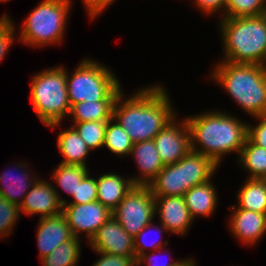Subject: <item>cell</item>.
I'll use <instances>...</instances> for the list:
<instances>
[{"instance_id": "6da1fadb", "label": "cell", "mask_w": 266, "mask_h": 266, "mask_svg": "<svg viewBox=\"0 0 266 266\" xmlns=\"http://www.w3.org/2000/svg\"><path fill=\"white\" fill-rule=\"evenodd\" d=\"M152 86L129 98H124L121 91L114 102L112 117L134 143L154 139L176 117L166 89L162 85Z\"/></svg>"}, {"instance_id": "7a4b0ae2", "label": "cell", "mask_w": 266, "mask_h": 266, "mask_svg": "<svg viewBox=\"0 0 266 266\" xmlns=\"http://www.w3.org/2000/svg\"><path fill=\"white\" fill-rule=\"evenodd\" d=\"M191 150L213 159L218 165L225 154L238 157L248 134V123L223 111H210L186 118ZM199 146H198V145Z\"/></svg>"}, {"instance_id": "3957f363", "label": "cell", "mask_w": 266, "mask_h": 266, "mask_svg": "<svg viewBox=\"0 0 266 266\" xmlns=\"http://www.w3.org/2000/svg\"><path fill=\"white\" fill-rule=\"evenodd\" d=\"M211 76L247 114L266 116V70L261 65L221 60Z\"/></svg>"}, {"instance_id": "277c9868", "label": "cell", "mask_w": 266, "mask_h": 266, "mask_svg": "<svg viewBox=\"0 0 266 266\" xmlns=\"http://www.w3.org/2000/svg\"><path fill=\"white\" fill-rule=\"evenodd\" d=\"M223 61L261 65L266 55V14L220 18Z\"/></svg>"}, {"instance_id": "5b68a950", "label": "cell", "mask_w": 266, "mask_h": 266, "mask_svg": "<svg viewBox=\"0 0 266 266\" xmlns=\"http://www.w3.org/2000/svg\"><path fill=\"white\" fill-rule=\"evenodd\" d=\"M67 70L56 66L32 77L30 95L35 113L50 128L61 125L69 117L71 106L67 94Z\"/></svg>"}, {"instance_id": "8992f818", "label": "cell", "mask_w": 266, "mask_h": 266, "mask_svg": "<svg viewBox=\"0 0 266 266\" xmlns=\"http://www.w3.org/2000/svg\"><path fill=\"white\" fill-rule=\"evenodd\" d=\"M218 164L211 158L190 151L174 164H167L148 185L154 196H183L193 186L211 180Z\"/></svg>"}, {"instance_id": "52a82bcc", "label": "cell", "mask_w": 266, "mask_h": 266, "mask_svg": "<svg viewBox=\"0 0 266 266\" xmlns=\"http://www.w3.org/2000/svg\"><path fill=\"white\" fill-rule=\"evenodd\" d=\"M71 75L67 72V94L70 106L83 101L116 100L122 91L115 74L91 58L84 59ZM71 76V77H70Z\"/></svg>"}, {"instance_id": "ba28073f", "label": "cell", "mask_w": 266, "mask_h": 266, "mask_svg": "<svg viewBox=\"0 0 266 266\" xmlns=\"http://www.w3.org/2000/svg\"><path fill=\"white\" fill-rule=\"evenodd\" d=\"M70 7L71 0H43L22 23L19 41L33 47L60 44Z\"/></svg>"}, {"instance_id": "9c48e42d", "label": "cell", "mask_w": 266, "mask_h": 266, "mask_svg": "<svg viewBox=\"0 0 266 266\" xmlns=\"http://www.w3.org/2000/svg\"><path fill=\"white\" fill-rule=\"evenodd\" d=\"M155 215V196L149 186L140 185H135L112 211V216L133 237L153 221Z\"/></svg>"}, {"instance_id": "30bf717a", "label": "cell", "mask_w": 266, "mask_h": 266, "mask_svg": "<svg viewBox=\"0 0 266 266\" xmlns=\"http://www.w3.org/2000/svg\"><path fill=\"white\" fill-rule=\"evenodd\" d=\"M62 213L70 226L74 237H80L85 232L88 241L97 230L112 217V211L99 201L86 204H63ZM82 231V232H81Z\"/></svg>"}, {"instance_id": "8fae6325", "label": "cell", "mask_w": 266, "mask_h": 266, "mask_svg": "<svg viewBox=\"0 0 266 266\" xmlns=\"http://www.w3.org/2000/svg\"><path fill=\"white\" fill-rule=\"evenodd\" d=\"M171 120L154 138L164 165L174 164L191 151L190 131L186 119L182 123Z\"/></svg>"}, {"instance_id": "7c38bea8", "label": "cell", "mask_w": 266, "mask_h": 266, "mask_svg": "<svg viewBox=\"0 0 266 266\" xmlns=\"http://www.w3.org/2000/svg\"><path fill=\"white\" fill-rule=\"evenodd\" d=\"M55 187L49 181L37 178L20 204V212L29 216L38 213L40 218L61 213L63 204L68 201L60 197Z\"/></svg>"}, {"instance_id": "4fadbf2b", "label": "cell", "mask_w": 266, "mask_h": 266, "mask_svg": "<svg viewBox=\"0 0 266 266\" xmlns=\"http://www.w3.org/2000/svg\"><path fill=\"white\" fill-rule=\"evenodd\" d=\"M89 242L95 252L135 256L134 237L113 216L97 230Z\"/></svg>"}, {"instance_id": "5bb4252c", "label": "cell", "mask_w": 266, "mask_h": 266, "mask_svg": "<svg viewBox=\"0 0 266 266\" xmlns=\"http://www.w3.org/2000/svg\"><path fill=\"white\" fill-rule=\"evenodd\" d=\"M155 213L168 233L185 235L193 218L183 196H155Z\"/></svg>"}, {"instance_id": "9a60e30c", "label": "cell", "mask_w": 266, "mask_h": 266, "mask_svg": "<svg viewBox=\"0 0 266 266\" xmlns=\"http://www.w3.org/2000/svg\"><path fill=\"white\" fill-rule=\"evenodd\" d=\"M73 238L71 228L62 212L40 218L37 226V245L40 259L48 256L58 245Z\"/></svg>"}, {"instance_id": "2e32d148", "label": "cell", "mask_w": 266, "mask_h": 266, "mask_svg": "<svg viewBox=\"0 0 266 266\" xmlns=\"http://www.w3.org/2000/svg\"><path fill=\"white\" fill-rule=\"evenodd\" d=\"M229 229L244 244L254 245L266 233V214L245 209H231Z\"/></svg>"}, {"instance_id": "e0dca14e", "label": "cell", "mask_w": 266, "mask_h": 266, "mask_svg": "<svg viewBox=\"0 0 266 266\" xmlns=\"http://www.w3.org/2000/svg\"><path fill=\"white\" fill-rule=\"evenodd\" d=\"M134 156L140 175L130 177L135 185L148 186L165 166L158 154L154 139L134 143Z\"/></svg>"}, {"instance_id": "ac0fdd59", "label": "cell", "mask_w": 266, "mask_h": 266, "mask_svg": "<svg viewBox=\"0 0 266 266\" xmlns=\"http://www.w3.org/2000/svg\"><path fill=\"white\" fill-rule=\"evenodd\" d=\"M26 166L28 165L18 162L13 167V170H16V172L20 169L18 170L20 172L17 174V177L13 175V171L11 172V170L9 172H3L0 176V181L2 182L0 184V196L16 206H20L25 195L37 181V177L32 176L31 171H28ZM24 168H27V170L25 169L24 171Z\"/></svg>"}, {"instance_id": "d6986e66", "label": "cell", "mask_w": 266, "mask_h": 266, "mask_svg": "<svg viewBox=\"0 0 266 266\" xmlns=\"http://www.w3.org/2000/svg\"><path fill=\"white\" fill-rule=\"evenodd\" d=\"M97 201L113 211L125 195L135 186L131 178L117 173H105L96 178Z\"/></svg>"}, {"instance_id": "ffe728a7", "label": "cell", "mask_w": 266, "mask_h": 266, "mask_svg": "<svg viewBox=\"0 0 266 266\" xmlns=\"http://www.w3.org/2000/svg\"><path fill=\"white\" fill-rule=\"evenodd\" d=\"M217 196V190L213 182L209 180L205 183L193 186L183 195V198L191 217L194 219L196 216L201 215L208 217L213 214L218 203Z\"/></svg>"}, {"instance_id": "44dd1931", "label": "cell", "mask_w": 266, "mask_h": 266, "mask_svg": "<svg viewBox=\"0 0 266 266\" xmlns=\"http://www.w3.org/2000/svg\"><path fill=\"white\" fill-rule=\"evenodd\" d=\"M57 139L58 149L64 157L61 163L87 165L85 159L91 150L72 126L62 130Z\"/></svg>"}, {"instance_id": "7402d4cb", "label": "cell", "mask_w": 266, "mask_h": 266, "mask_svg": "<svg viewBox=\"0 0 266 266\" xmlns=\"http://www.w3.org/2000/svg\"><path fill=\"white\" fill-rule=\"evenodd\" d=\"M237 194L238 204L230 209H245L266 214V182L247 179Z\"/></svg>"}, {"instance_id": "603a6c76", "label": "cell", "mask_w": 266, "mask_h": 266, "mask_svg": "<svg viewBox=\"0 0 266 266\" xmlns=\"http://www.w3.org/2000/svg\"><path fill=\"white\" fill-rule=\"evenodd\" d=\"M115 100L83 101L71 106L69 116L73 117V123L88 121H108L113 116Z\"/></svg>"}, {"instance_id": "cb8c5ba5", "label": "cell", "mask_w": 266, "mask_h": 266, "mask_svg": "<svg viewBox=\"0 0 266 266\" xmlns=\"http://www.w3.org/2000/svg\"><path fill=\"white\" fill-rule=\"evenodd\" d=\"M239 162L247 170V179L266 177V149L253 143L248 137L239 155Z\"/></svg>"}, {"instance_id": "d4e9b609", "label": "cell", "mask_w": 266, "mask_h": 266, "mask_svg": "<svg viewBox=\"0 0 266 266\" xmlns=\"http://www.w3.org/2000/svg\"><path fill=\"white\" fill-rule=\"evenodd\" d=\"M79 239L74 237L58 245L48 256L41 259L42 266H76L81 254Z\"/></svg>"}, {"instance_id": "484cf974", "label": "cell", "mask_w": 266, "mask_h": 266, "mask_svg": "<svg viewBox=\"0 0 266 266\" xmlns=\"http://www.w3.org/2000/svg\"><path fill=\"white\" fill-rule=\"evenodd\" d=\"M133 145L128 133L113 117L107 121L103 146L113 154L127 156L130 155Z\"/></svg>"}, {"instance_id": "4316f807", "label": "cell", "mask_w": 266, "mask_h": 266, "mask_svg": "<svg viewBox=\"0 0 266 266\" xmlns=\"http://www.w3.org/2000/svg\"><path fill=\"white\" fill-rule=\"evenodd\" d=\"M88 171V167L84 165L59 163L51 175L58 186L72 196L76 192L78 184L89 173Z\"/></svg>"}, {"instance_id": "83f0119b", "label": "cell", "mask_w": 266, "mask_h": 266, "mask_svg": "<svg viewBox=\"0 0 266 266\" xmlns=\"http://www.w3.org/2000/svg\"><path fill=\"white\" fill-rule=\"evenodd\" d=\"M266 14V0H228L222 18L254 17Z\"/></svg>"}, {"instance_id": "f1b7e54d", "label": "cell", "mask_w": 266, "mask_h": 266, "mask_svg": "<svg viewBox=\"0 0 266 266\" xmlns=\"http://www.w3.org/2000/svg\"><path fill=\"white\" fill-rule=\"evenodd\" d=\"M107 121H88L71 125L90 150L103 147Z\"/></svg>"}, {"instance_id": "f546056e", "label": "cell", "mask_w": 266, "mask_h": 266, "mask_svg": "<svg viewBox=\"0 0 266 266\" xmlns=\"http://www.w3.org/2000/svg\"><path fill=\"white\" fill-rule=\"evenodd\" d=\"M160 228L153 225V222L151 221L148 225H146V227L144 229H142L135 237H134V248H135V259L137 260L141 255H143L144 253H147V248H150L152 250H156V251H163V245H168V240L167 241H162L159 239V241H152L151 244H149L150 246H148V242H145L144 239L146 238V233L152 229H154V231L156 230V232H159V238L160 235L163 234V232L165 231V233L167 232L166 228L160 224ZM148 230V231H147ZM156 234V233H155ZM147 241V240H146Z\"/></svg>"}, {"instance_id": "4dcf8cb0", "label": "cell", "mask_w": 266, "mask_h": 266, "mask_svg": "<svg viewBox=\"0 0 266 266\" xmlns=\"http://www.w3.org/2000/svg\"><path fill=\"white\" fill-rule=\"evenodd\" d=\"M20 213L19 206L0 196V237L6 238L11 232L13 233L12 230L21 216Z\"/></svg>"}, {"instance_id": "1f68e13d", "label": "cell", "mask_w": 266, "mask_h": 266, "mask_svg": "<svg viewBox=\"0 0 266 266\" xmlns=\"http://www.w3.org/2000/svg\"><path fill=\"white\" fill-rule=\"evenodd\" d=\"M73 201L68 204H86L97 200L96 179L89 173L81 180L76 188V192L72 195Z\"/></svg>"}, {"instance_id": "d6a6232c", "label": "cell", "mask_w": 266, "mask_h": 266, "mask_svg": "<svg viewBox=\"0 0 266 266\" xmlns=\"http://www.w3.org/2000/svg\"><path fill=\"white\" fill-rule=\"evenodd\" d=\"M10 16L4 14L0 18V62L3 60L10 46L15 40V22H12Z\"/></svg>"}, {"instance_id": "836d02e7", "label": "cell", "mask_w": 266, "mask_h": 266, "mask_svg": "<svg viewBox=\"0 0 266 266\" xmlns=\"http://www.w3.org/2000/svg\"><path fill=\"white\" fill-rule=\"evenodd\" d=\"M101 257L93 266H137L135 256H120L105 252H95Z\"/></svg>"}, {"instance_id": "e575fe53", "label": "cell", "mask_w": 266, "mask_h": 266, "mask_svg": "<svg viewBox=\"0 0 266 266\" xmlns=\"http://www.w3.org/2000/svg\"><path fill=\"white\" fill-rule=\"evenodd\" d=\"M259 124H248L247 137L255 144L266 149V116L255 117Z\"/></svg>"}, {"instance_id": "d590c367", "label": "cell", "mask_w": 266, "mask_h": 266, "mask_svg": "<svg viewBox=\"0 0 266 266\" xmlns=\"http://www.w3.org/2000/svg\"><path fill=\"white\" fill-rule=\"evenodd\" d=\"M228 0H194V4L196 7L200 9L203 13L210 14L211 13H217V11L226 10Z\"/></svg>"}, {"instance_id": "8d00e7d4", "label": "cell", "mask_w": 266, "mask_h": 266, "mask_svg": "<svg viewBox=\"0 0 266 266\" xmlns=\"http://www.w3.org/2000/svg\"><path fill=\"white\" fill-rule=\"evenodd\" d=\"M115 0H83L87 12L89 13V18L93 19L99 14H102L103 11L109 5L111 6Z\"/></svg>"}, {"instance_id": "74e56055", "label": "cell", "mask_w": 266, "mask_h": 266, "mask_svg": "<svg viewBox=\"0 0 266 266\" xmlns=\"http://www.w3.org/2000/svg\"><path fill=\"white\" fill-rule=\"evenodd\" d=\"M154 253L152 252V254H149L148 252L147 253H144L143 255H141L137 260H136V263H137V266H140L141 264L143 265V263L148 266H175L179 261L178 260H173L171 262H168L167 264L165 263H162V264H159V262H155L157 260V258L154 257ZM160 256V255H159ZM158 257V256H157ZM156 259V260H155Z\"/></svg>"}, {"instance_id": "f35d334b", "label": "cell", "mask_w": 266, "mask_h": 266, "mask_svg": "<svg viewBox=\"0 0 266 266\" xmlns=\"http://www.w3.org/2000/svg\"><path fill=\"white\" fill-rule=\"evenodd\" d=\"M175 266H196L194 260L190 259H182Z\"/></svg>"}, {"instance_id": "ab89813d", "label": "cell", "mask_w": 266, "mask_h": 266, "mask_svg": "<svg viewBox=\"0 0 266 266\" xmlns=\"http://www.w3.org/2000/svg\"><path fill=\"white\" fill-rule=\"evenodd\" d=\"M261 66L266 70V55L261 63Z\"/></svg>"}, {"instance_id": "60d3db41", "label": "cell", "mask_w": 266, "mask_h": 266, "mask_svg": "<svg viewBox=\"0 0 266 266\" xmlns=\"http://www.w3.org/2000/svg\"><path fill=\"white\" fill-rule=\"evenodd\" d=\"M7 1H9V0H0V2H7Z\"/></svg>"}]
</instances>
